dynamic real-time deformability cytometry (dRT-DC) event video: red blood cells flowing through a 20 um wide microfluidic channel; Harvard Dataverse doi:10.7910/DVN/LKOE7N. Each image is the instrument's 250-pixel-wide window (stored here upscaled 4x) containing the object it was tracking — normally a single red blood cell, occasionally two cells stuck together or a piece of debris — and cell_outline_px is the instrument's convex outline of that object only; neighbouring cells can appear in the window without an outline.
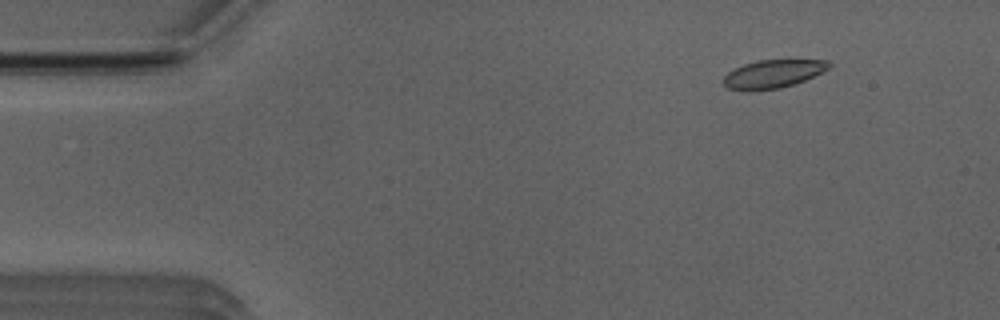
{"species": "Egyptian fruit bat (a non-hibernating species)", "species_latin": "Rousettus aegyptiacus", "temperature_condition": "room temperature", "stored_images_in_passage": 51, "camera_frame_rate_fps": 3000, "um_per_image_px": 0.085, "animal": {"sex": "male"}, "frame": {"image": 1, "passage_image": 5, "time_ms": 1.333, "image_size_px": [1000, 320], "cell_outline_px": [[832, 64], [828, 68], [804, 80], [780, 88], [748, 92], [728, 88], [724, 84], [724, 76], [728, 72], [744, 64], [756, 60], [828, 60]], "centroid_in_image_um": [65.66, 6.29], "position_along_channel_um": 19.3, "area_um2": 17.22}}
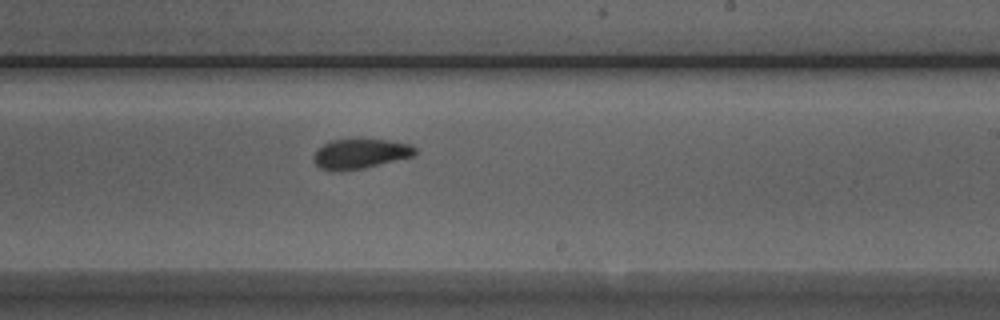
{"frame": {"image": 2, "passage_image": 30, "time_ms": 9.667, "image_size_px": [1000, 320], "cell_outline_px": [[416, 156], [364, 168], [320, 168], [312, 160], [312, 156], [316, 148], [332, 140], [352, 136], [360, 136], [388, 140], [408, 144], [416, 148]], "centroid_in_image_um": [30.65, 12.98], "position_along_channel_um": 258.4, "area_um2": 18.03}}
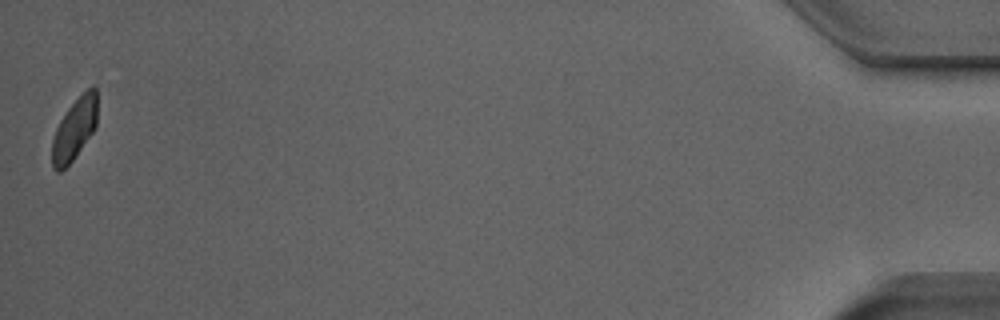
{"frame": {"image": 3, "passage_image": 51, "time_ms": 16.667, "image_size_px": [1000, 320], "cell_outline_px": [[96, 128], [72, 160], [60, 172], [56, 172], [52, 168], [52, 140], [56, 128], [60, 120], [68, 108], [92, 84], [96, 88]], "centroid_in_image_um": [6.31, 10.99], "position_along_channel_um": 428.9, "area_um2": 16.07}, "authors_computed_cell_mechanics": {"area_um2": 18.1492, "velocity_mm_per_s": 3.8911, "shape_relaxation_time_tau1_ms": null, "shape_relaxation_time_tau2_ms": 1.394, "deformation_change_tau1": null, "deformation_change_tau2": 0.0628}}